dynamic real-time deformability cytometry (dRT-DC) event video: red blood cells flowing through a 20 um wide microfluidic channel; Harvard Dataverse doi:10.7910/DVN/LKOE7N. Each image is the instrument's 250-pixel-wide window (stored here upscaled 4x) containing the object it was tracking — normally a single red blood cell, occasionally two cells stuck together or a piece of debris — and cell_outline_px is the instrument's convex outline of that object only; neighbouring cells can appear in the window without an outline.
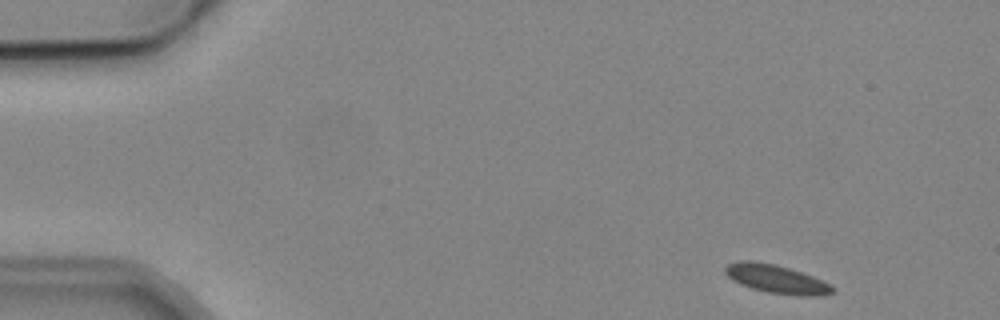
{"species": "common noctule bat (a hibernating species)", "species_latin": "Nyctalus noctula", "temperature_condition": "cold", "stored_images_in_passage": 2, "camera_frame_rate_fps": 3000, "um_per_image_px": 0.085, "animal": {"sex": "male", "body_mass_g": 19.2, "forearm_length_mm": 51.8}, "frame": {"image": 1, "passage_image": 1, "time_ms": 0.0, "image_size_px": [1000, 320], "cell_outline_px": [[836, 292], [824, 296], [800, 296], [768, 292], [752, 288], [740, 284], [728, 276], [724, 272], [724, 268], [728, 264], [740, 260], [752, 260], [776, 264], [812, 276], [832, 284], [836, 288]], "centroid_in_image_um": [66.05, 23.72], "position_along_channel_um": 19.0, "area_um2": 17.98}}